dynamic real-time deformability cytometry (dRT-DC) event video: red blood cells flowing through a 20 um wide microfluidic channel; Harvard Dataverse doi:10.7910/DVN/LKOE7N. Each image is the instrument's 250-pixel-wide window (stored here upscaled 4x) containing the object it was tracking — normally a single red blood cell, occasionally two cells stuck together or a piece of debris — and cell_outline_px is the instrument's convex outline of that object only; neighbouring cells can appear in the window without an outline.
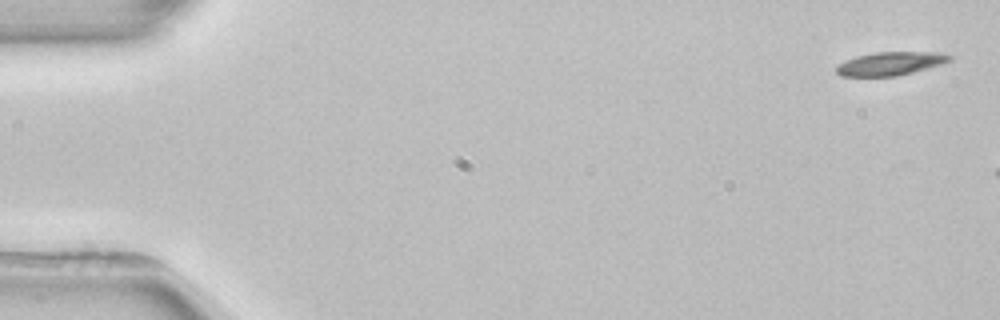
{"species": "common noctule bat (a hibernating species)", "species_latin": "Nyctalus noctula", "temperature_condition": "room temperature", "stored_images_in_passage": 3, "camera_frame_rate_fps": 3000, "um_per_image_px": 0.085, "animal": {"sex": "female", "body_mass_g": 22.7, "forearm_length_mm": 54.2}, "frame": {"image": 1, "passage_image": 1, "time_ms": 0.0, "image_size_px": [1000, 320], "cell_outline_px": [[952, 60], [940, 64], [912, 72], [896, 76], [840, 76], [836, 72], [836, 68], [840, 64], [856, 56], [876, 52], [936, 52], [952, 56]], "centroid_in_image_um": [75.68, 5.4], "position_along_channel_um": 9.3, "area_um2": 15.14}}